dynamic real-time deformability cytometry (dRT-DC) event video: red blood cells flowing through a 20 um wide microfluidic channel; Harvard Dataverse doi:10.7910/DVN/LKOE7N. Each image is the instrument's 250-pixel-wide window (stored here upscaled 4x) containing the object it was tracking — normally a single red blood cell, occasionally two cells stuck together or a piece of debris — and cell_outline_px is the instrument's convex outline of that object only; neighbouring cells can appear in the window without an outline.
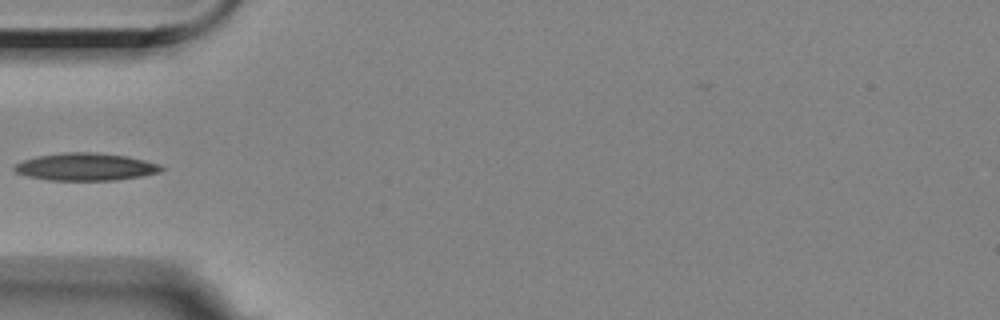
{"species": "Egyptian fruit bat (a non-hibernating species)", "species_latin": "Rousettus aegyptiacus", "temperature_condition": "room temperature", "stored_images_in_passage": 7, "camera_frame_rate_fps": 3000, "um_per_image_px": 0.085, "animal": {"sex": "female"}, "frame": {"image": 1, "passage_image": 1, "time_ms": 0.0, "image_size_px": [1000, 320], "cell_outline_px": [[164, 168], [160, 172], [140, 176], [116, 180], [48, 180], [28, 176], [16, 172], [12, 168], [16, 164], [24, 160], [36, 156], [64, 152], [96, 152], [128, 156], [160, 164]], "centroid_in_image_um": [7.28, 14.17], "position_along_channel_um": 77.7, "area_um2": 23.52}}
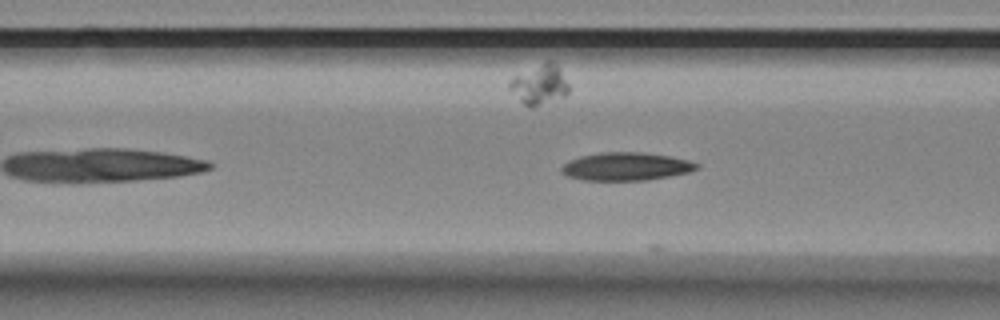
{"frame": {"image": 2, "passage_image": 4, "time_ms": 1.0, "image_size_px": [1000, 320], "cell_outline_px": [[700, 168], [688, 172], [648, 180], [580, 180], [568, 176], [560, 172], [560, 168], [568, 160], [580, 156], [600, 152], [640, 152], [668, 156], [688, 160], [700, 164]], "centroid_in_image_um": [53.18, 14.15], "position_along_channel_um": 113.4, "area_um2": 22.14}}